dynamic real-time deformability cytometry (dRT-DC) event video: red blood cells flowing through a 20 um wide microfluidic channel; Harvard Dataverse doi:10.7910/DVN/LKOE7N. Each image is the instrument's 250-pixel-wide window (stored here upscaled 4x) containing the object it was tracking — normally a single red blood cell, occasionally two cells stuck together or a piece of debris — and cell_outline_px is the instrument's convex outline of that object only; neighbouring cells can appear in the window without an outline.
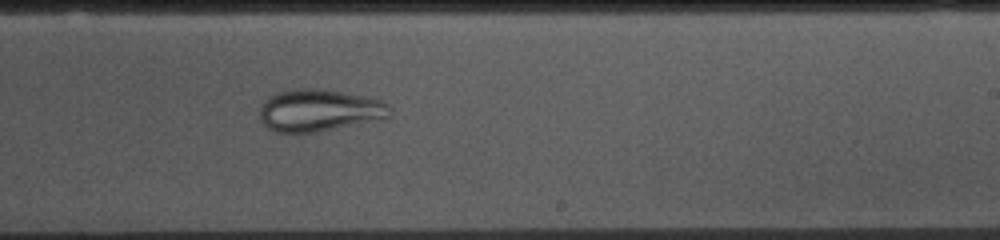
{"species": "common noctule bat (a hibernating species)", "species_latin": "Nyctalus noctula", "temperature_condition": "cold", "stored_images_in_passage": 53, "camera_frame_rate_fps": 3000, "um_per_image_px": 0.085, "animal": {"sex": "female", "body_mass_g": 10.0, "forearm_length_mm": 53.1}, "frame": {"image": 1, "passage_image": 31, "time_ms": 10.0, "image_size_px": [1000, 240], "cell_outline_px": [[392, 108], [388, 116], [316, 132], [276, 132], [268, 128], [260, 120], [260, 104], [264, 100], [276, 92], [292, 88], [320, 88], [364, 96], [384, 100]], "centroid_in_image_um": [27.06, 9.35], "position_along_channel_um": 261.9, "area_um2": 31.67}}
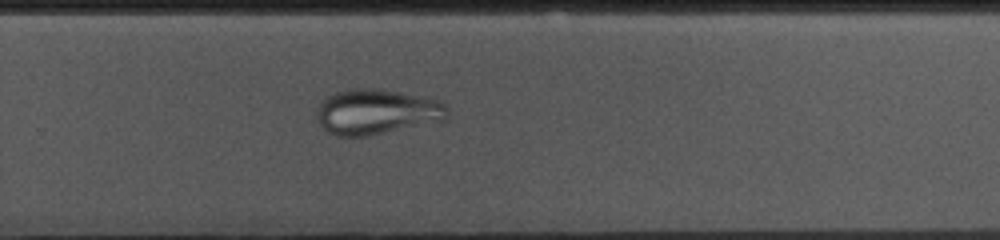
{"frame": {"image": 2, "passage_image": 34, "time_ms": 11.0, "image_size_px": [1000, 240], "cell_outline_px": [[448, 116], [444, 120], [368, 136], [336, 136], [328, 132], [320, 124], [316, 116], [316, 108], [324, 96], [336, 92], [352, 88], [376, 88], [424, 96], [440, 100], [448, 108]], "centroid_in_image_um": [31.99, 9.49], "position_along_channel_um": 297.8, "area_um2": 34.8}}
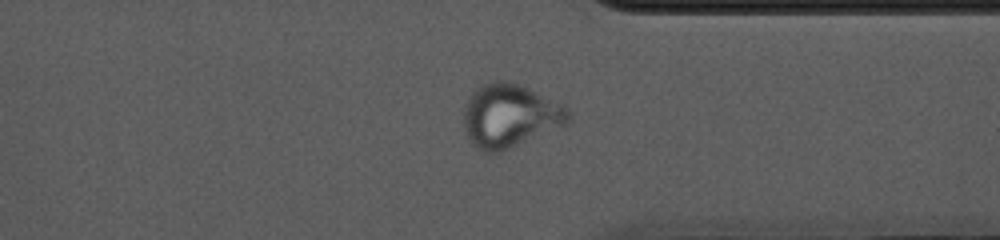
{"frame": {"image": 3, "passage_image": 40, "time_ms": 13.0, "image_size_px": [1000, 240], "cell_outline_px": [[568, 124], [500, 152], [484, 152], [476, 148], [472, 144], [464, 132], [464, 104], [468, 96], [476, 88], [484, 84], [496, 80], [500, 80], [520, 84], [564, 104], [568, 108]], "centroid_in_image_um": [43.31, 9.83], "position_along_channel_um": 368.1, "area_um2": 38.84}}